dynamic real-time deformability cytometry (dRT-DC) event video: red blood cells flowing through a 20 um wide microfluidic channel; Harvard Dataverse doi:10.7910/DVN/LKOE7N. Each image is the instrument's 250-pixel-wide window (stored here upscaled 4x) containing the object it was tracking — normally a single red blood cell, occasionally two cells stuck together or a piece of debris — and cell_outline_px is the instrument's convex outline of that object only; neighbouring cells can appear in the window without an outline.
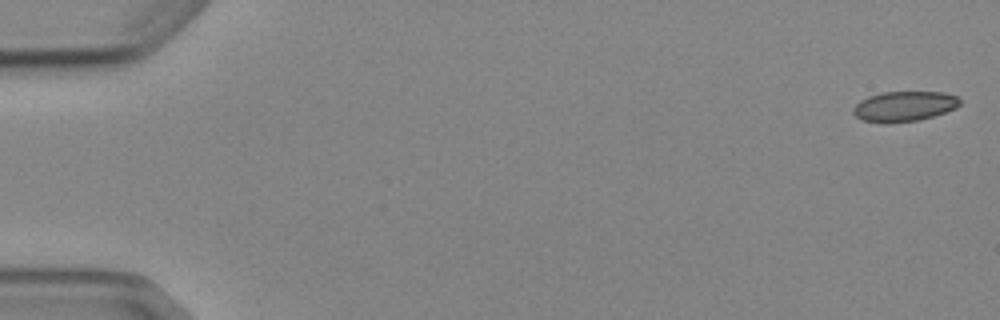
{"species": "Egyptian fruit bat (a non-hibernating species)", "species_latin": "Rousettus aegyptiacus", "temperature_condition": "cold", "stored_images_in_passage": 6, "camera_frame_rate_fps": 3000, "um_per_image_px": 0.085, "animal": {"sex": "female"}, "frame": {"image": 1, "passage_image": 1, "time_ms": 0.0, "image_size_px": [1000, 320], "cell_outline_px": [[960, 104], [956, 108], [920, 120], [888, 124], [884, 124], [864, 120], [856, 116], [852, 112], [852, 108], [860, 100], [868, 96], [884, 92], [944, 92], [956, 96], [960, 100]], "centroid_in_image_um": [76.83, 9.05], "position_along_channel_um": 8.2, "area_um2": 18.84}}
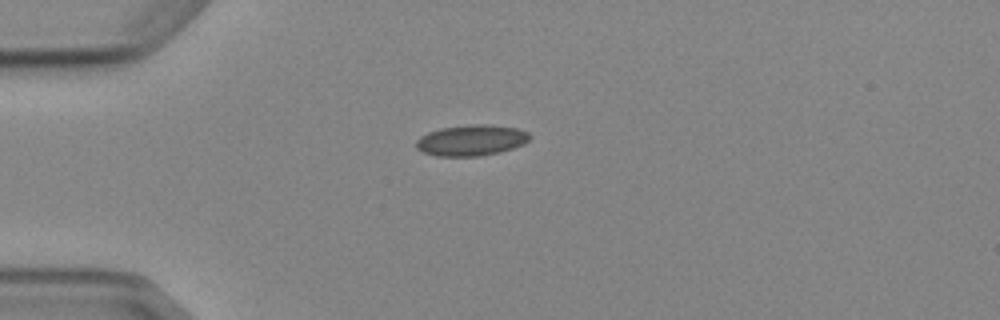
{"frame": {"image": 2, "passage_image": 4, "time_ms": 4.333, "image_size_px": [1000, 320], "cell_outline_px": [[532, 136], [524, 144], [500, 152], [476, 156], [436, 156], [424, 152], [416, 148], [416, 140], [420, 136], [428, 132], [440, 128], [472, 124], [488, 124], [516, 128], [528, 132]], "centroid_in_image_um": [40.06, 11.92], "position_along_channel_um": 44.9, "area_um2": 20.46}}
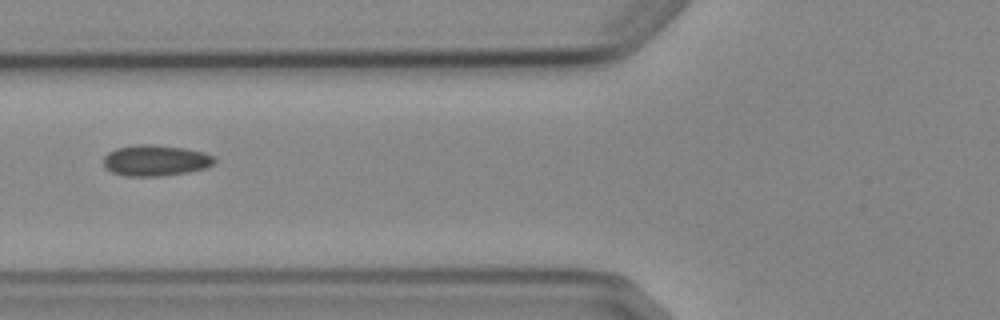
{"frame": {"image": 3, "passage_image": 6, "time_ms": 6.667, "image_size_px": [1000, 320], "cell_outline_px": [[216, 160], [212, 164], [204, 168], [188, 172], [160, 176], [124, 176], [112, 172], [104, 168], [104, 156], [108, 152], [116, 148], [136, 144], [152, 144], [184, 148], [204, 152], [212, 156]], "centroid_in_image_um": [13.18, 13.63], "position_along_channel_um": 112.6, "area_um2": 20.06}}